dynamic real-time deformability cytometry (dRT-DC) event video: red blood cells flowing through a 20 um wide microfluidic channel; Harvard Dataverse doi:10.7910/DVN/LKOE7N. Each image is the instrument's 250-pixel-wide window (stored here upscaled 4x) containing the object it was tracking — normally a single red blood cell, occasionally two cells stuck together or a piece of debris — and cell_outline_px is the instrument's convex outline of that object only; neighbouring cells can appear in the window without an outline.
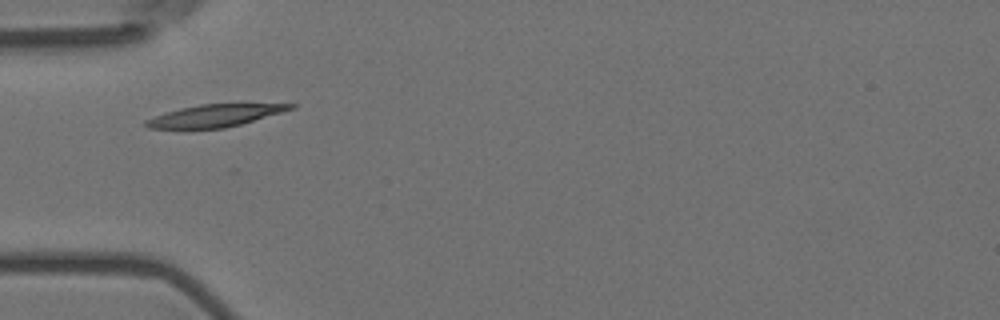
{"species": "Egyptian fruit bat (a non-hibernating species)", "species_latin": "Rousettus aegyptiacus", "temperature_condition": "room temperature", "stored_images_in_passage": 12, "camera_frame_rate_fps": 3000, "um_per_image_px": 0.085, "animal": {"sex": "female"}, "frame": {"image": 1, "passage_image": 2, "time_ms": 0.333, "image_size_px": [1000, 320], "cell_outline_px": [[296, 108], [240, 124], [224, 128], [148, 128], [144, 124], [144, 120], [180, 108], [200, 104], [244, 100], [296, 104]], "centroid_in_image_um": [18.46, 9.75], "position_along_channel_um": 66.5, "area_um2": 19.71}}
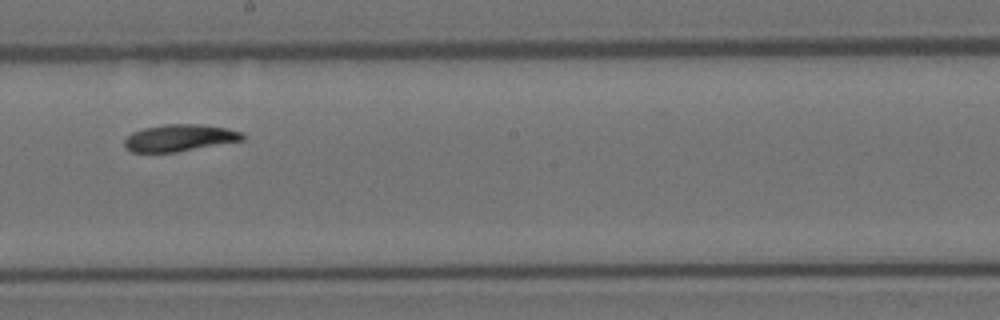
{"frame": {"image": 2, "passage_image": 6, "time_ms": 1.667, "image_size_px": [1000, 320], "cell_outline_px": [[244, 140], [176, 152], [132, 152], [124, 148], [124, 140], [132, 132], [144, 128], [164, 124], [200, 124], [228, 128], [240, 132], [244, 136]], "centroid_in_image_um": [15.24, 11.72], "position_along_channel_um": 233.0, "area_um2": 18.5}}
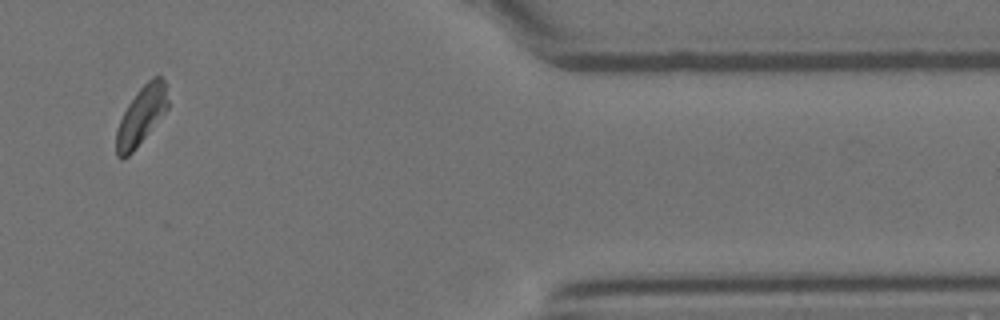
{"frame": {"image": 3, "passage_image": 11, "time_ms": 3.333, "image_size_px": [1000, 320], "cell_outline_px": [[168, 108], [136, 148], [128, 156], [120, 160], [116, 156], [116, 132], [120, 120], [128, 104], [136, 92], [152, 76], [160, 76], [164, 80], [168, 100]], "centroid_in_image_um": [11.99, 9.84], "position_along_channel_um": 399.4, "area_um2": 17.34}}